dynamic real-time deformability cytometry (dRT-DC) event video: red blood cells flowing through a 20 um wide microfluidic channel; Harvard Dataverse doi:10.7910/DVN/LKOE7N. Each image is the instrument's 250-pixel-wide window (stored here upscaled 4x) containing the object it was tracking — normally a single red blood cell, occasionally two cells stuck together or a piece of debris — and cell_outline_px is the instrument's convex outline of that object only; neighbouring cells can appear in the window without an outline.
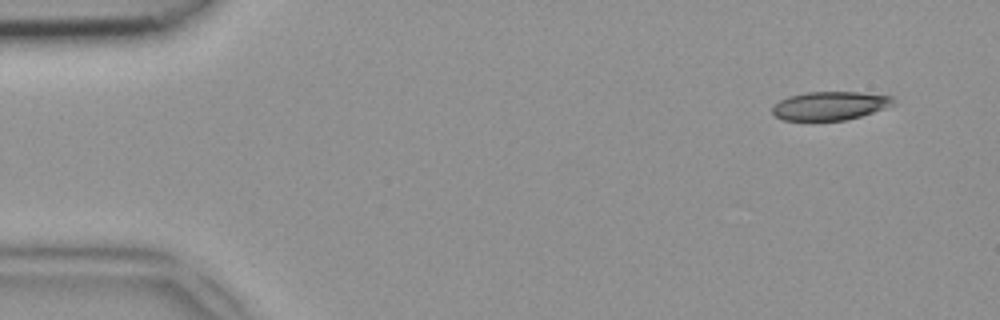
{"species": "common noctule bat (a hibernating species)", "species_latin": "Nyctalus noctula", "temperature_condition": "room temperature", "stored_images_in_passage": 32, "camera_frame_rate_fps": 3000, "um_per_image_px": 0.085, "animal": {"sex": "female", "body_mass_g": 18.4}, "frame": {"image": 1, "passage_image": 1, "time_ms": 0.0, "image_size_px": [1000, 320], "cell_outline_px": [[896, 100], [892, 104], [884, 108], [860, 116], [844, 120], [784, 120], [776, 116], [772, 112], [772, 108], [780, 100], [788, 96], [808, 92], [856, 92], [892, 96]], "centroid_in_image_um": [70.53, 8.98], "position_along_channel_um": 14.5, "area_um2": 19.83}}
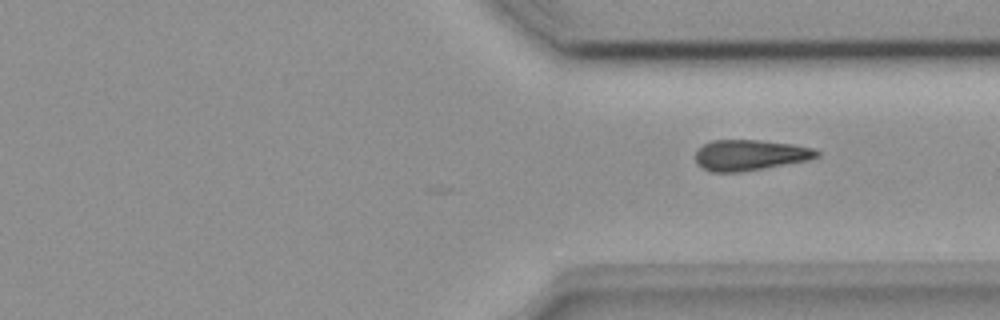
{"frame": {"image": 2, "passage_image": 32, "time_ms": 10.333, "image_size_px": [1000, 320], "cell_outline_px": [[820, 156], [808, 160], [764, 168], [740, 172], [712, 172], [696, 164], [696, 152], [704, 144], [712, 140], [756, 140], [792, 144], [812, 148], [820, 152]], "centroid_in_image_um": [63.75, 13.18], "position_along_channel_um": 347.7, "area_um2": 21.56}}